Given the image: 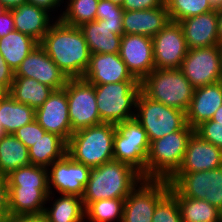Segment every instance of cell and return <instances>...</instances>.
<instances>
[{
  "instance_id": "6da1fadb",
  "label": "cell",
  "mask_w": 222,
  "mask_h": 222,
  "mask_svg": "<svg viewBox=\"0 0 222 222\" xmlns=\"http://www.w3.org/2000/svg\"><path fill=\"white\" fill-rule=\"evenodd\" d=\"M39 44L68 79L85 75L90 63V51L79 27L56 19Z\"/></svg>"
},
{
  "instance_id": "7a4b0ae2",
  "label": "cell",
  "mask_w": 222,
  "mask_h": 222,
  "mask_svg": "<svg viewBox=\"0 0 222 222\" xmlns=\"http://www.w3.org/2000/svg\"><path fill=\"white\" fill-rule=\"evenodd\" d=\"M142 179L133 167L117 160L92 168L81 197L84 209L98 200L126 198Z\"/></svg>"
},
{
  "instance_id": "3957f363",
  "label": "cell",
  "mask_w": 222,
  "mask_h": 222,
  "mask_svg": "<svg viewBox=\"0 0 222 222\" xmlns=\"http://www.w3.org/2000/svg\"><path fill=\"white\" fill-rule=\"evenodd\" d=\"M115 124L101 123L73 132L67 143V154L75 161L96 168L113 160Z\"/></svg>"
},
{
  "instance_id": "277c9868",
  "label": "cell",
  "mask_w": 222,
  "mask_h": 222,
  "mask_svg": "<svg viewBox=\"0 0 222 222\" xmlns=\"http://www.w3.org/2000/svg\"><path fill=\"white\" fill-rule=\"evenodd\" d=\"M195 132L188 124L176 132L150 143L146 160V179L169 180L181 166L187 143Z\"/></svg>"
},
{
  "instance_id": "5b68a950",
  "label": "cell",
  "mask_w": 222,
  "mask_h": 222,
  "mask_svg": "<svg viewBox=\"0 0 222 222\" xmlns=\"http://www.w3.org/2000/svg\"><path fill=\"white\" fill-rule=\"evenodd\" d=\"M140 84L151 100L185 112L195 89L180 69H154Z\"/></svg>"
},
{
  "instance_id": "8992f818",
  "label": "cell",
  "mask_w": 222,
  "mask_h": 222,
  "mask_svg": "<svg viewBox=\"0 0 222 222\" xmlns=\"http://www.w3.org/2000/svg\"><path fill=\"white\" fill-rule=\"evenodd\" d=\"M94 90L102 122L117 124L135 117L139 81L94 85Z\"/></svg>"
},
{
  "instance_id": "52a82bcc",
  "label": "cell",
  "mask_w": 222,
  "mask_h": 222,
  "mask_svg": "<svg viewBox=\"0 0 222 222\" xmlns=\"http://www.w3.org/2000/svg\"><path fill=\"white\" fill-rule=\"evenodd\" d=\"M135 119L146 131L150 143L187 125L185 111L151 100L142 91L137 97Z\"/></svg>"
},
{
  "instance_id": "ba28073f",
  "label": "cell",
  "mask_w": 222,
  "mask_h": 222,
  "mask_svg": "<svg viewBox=\"0 0 222 222\" xmlns=\"http://www.w3.org/2000/svg\"><path fill=\"white\" fill-rule=\"evenodd\" d=\"M113 160L126 163L146 179V160L150 148L146 131L134 118L115 124Z\"/></svg>"
},
{
  "instance_id": "9c48e42d",
  "label": "cell",
  "mask_w": 222,
  "mask_h": 222,
  "mask_svg": "<svg viewBox=\"0 0 222 222\" xmlns=\"http://www.w3.org/2000/svg\"><path fill=\"white\" fill-rule=\"evenodd\" d=\"M182 196L206 200L222 210V166L193 173H175L169 180Z\"/></svg>"
},
{
  "instance_id": "30bf717a",
  "label": "cell",
  "mask_w": 222,
  "mask_h": 222,
  "mask_svg": "<svg viewBox=\"0 0 222 222\" xmlns=\"http://www.w3.org/2000/svg\"><path fill=\"white\" fill-rule=\"evenodd\" d=\"M65 91L73 132L103 123L97 109L94 85L83 78L68 79Z\"/></svg>"
},
{
  "instance_id": "8fae6325",
  "label": "cell",
  "mask_w": 222,
  "mask_h": 222,
  "mask_svg": "<svg viewBox=\"0 0 222 222\" xmlns=\"http://www.w3.org/2000/svg\"><path fill=\"white\" fill-rule=\"evenodd\" d=\"M169 191L168 180L142 179L125 198L121 222H152L158 202Z\"/></svg>"
},
{
  "instance_id": "7c38bea8",
  "label": "cell",
  "mask_w": 222,
  "mask_h": 222,
  "mask_svg": "<svg viewBox=\"0 0 222 222\" xmlns=\"http://www.w3.org/2000/svg\"><path fill=\"white\" fill-rule=\"evenodd\" d=\"M180 70L194 88L222 81V60L217 45L189 49Z\"/></svg>"
},
{
  "instance_id": "4fadbf2b",
  "label": "cell",
  "mask_w": 222,
  "mask_h": 222,
  "mask_svg": "<svg viewBox=\"0 0 222 222\" xmlns=\"http://www.w3.org/2000/svg\"><path fill=\"white\" fill-rule=\"evenodd\" d=\"M152 43L155 69H180L189 49L179 22L170 20Z\"/></svg>"
},
{
  "instance_id": "5bb4252c",
  "label": "cell",
  "mask_w": 222,
  "mask_h": 222,
  "mask_svg": "<svg viewBox=\"0 0 222 222\" xmlns=\"http://www.w3.org/2000/svg\"><path fill=\"white\" fill-rule=\"evenodd\" d=\"M47 169L50 194H55L53 192L54 189L58 194H74L82 197L84 187L89 180L91 168L75 162L66 153L61 159L53 162Z\"/></svg>"
},
{
  "instance_id": "9a60e30c",
  "label": "cell",
  "mask_w": 222,
  "mask_h": 222,
  "mask_svg": "<svg viewBox=\"0 0 222 222\" xmlns=\"http://www.w3.org/2000/svg\"><path fill=\"white\" fill-rule=\"evenodd\" d=\"M14 77L33 78L54 90L64 88L68 80L67 76L48 56L40 44L36 45L22 61L14 72Z\"/></svg>"
},
{
  "instance_id": "2e32d148",
  "label": "cell",
  "mask_w": 222,
  "mask_h": 222,
  "mask_svg": "<svg viewBox=\"0 0 222 222\" xmlns=\"http://www.w3.org/2000/svg\"><path fill=\"white\" fill-rule=\"evenodd\" d=\"M119 54L128 71L139 82L155 69L152 38L123 34Z\"/></svg>"
},
{
  "instance_id": "e0dca14e",
  "label": "cell",
  "mask_w": 222,
  "mask_h": 222,
  "mask_svg": "<svg viewBox=\"0 0 222 222\" xmlns=\"http://www.w3.org/2000/svg\"><path fill=\"white\" fill-rule=\"evenodd\" d=\"M35 119L46 132L56 134L68 143L73 131L65 87L53 90L49 98L35 110Z\"/></svg>"
},
{
  "instance_id": "ac0fdd59",
  "label": "cell",
  "mask_w": 222,
  "mask_h": 222,
  "mask_svg": "<svg viewBox=\"0 0 222 222\" xmlns=\"http://www.w3.org/2000/svg\"><path fill=\"white\" fill-rule=\"evenodd\" d=\"M82 78L92 85L138 81L128 71L119 53L90 54L89 66Z\"/></svg>"
},
{
  "instance_id": "d6986e66",
  "label": "cell",
  "mask_w": 222,
  "mask_h": 222,
  "mask_svg": "<svg viewBox=\"0 0 222 222\" xmlns=\"http://www.w3.org/2000/svg\"><path fill=\"white\" fill-rule=\"evenodd\" d=\"M222 166V150L195 132L187 143L181 166L176 173L209 171Z\"/></svg>"
},
{
  "instance_id": "ffe728a7",
  "label": "cell",
  "mask_w": 222,
  "mask_h": 222,
  "mask_svg": "<svg viewBox=\"0 0 222 222\" xmlns=\"http://www.w3.org/2000/svg\"><path fill=\"white\" fill-rule=\"evenodd\" d=\"M188 49L216 46L218 44L217 9L179 21Z\"/></svg>"
},
{
  "instance_id": "44dd1931",
  "label": "cell",
  "mask_w": 222,
  "mask_h": 222,
  "mask_svg": "<svg viewBox=\"0 0 222 222\" xmlns=\"http://www.w3.org/2000/svg\"><path fill=\"white\" fill-rule=\"evenodd\" d=\"M170 21L166 5L147 10L125 11L123 34H139L153 38Z\"/></svg>"
},
{
  "instance_id": "7402d4cb",
  "label": "cell",
  "mask_w": 222,
  "mask_h": 222,
  "mask_svg": "<svg viewBox=\"0 0 222 222\" xmlns=\"http://www.w3.org/2000/svg\"><path fill=\"white\" fill-rule=\"evenodd\" d=\"M222 105V81L194 89L186 121L191 128L211 120L216 110Z\"/></svg>"
},
{
  "instance_id": "603a6c76",
  "label": "cell",
  "mask_w": 222,
  "mask_h": 222,
  "mask_svg": "<svg viewBox=\"0 0 222 222\" xmlns=\"http://www.w3.org/2000/svg\"><path fill=\"white\" fill-rule=\"evenodd\" d=\"M52 195L49 189L8 187L9 215H42Z\"/></svg>"
},
{
  "instance_id": "cb8c5ba5",
  "label": "cell",
  "mask_w": 222,
  "mask_h": 222,
  "mask_svg": "<svg viewBox=\"0 0 222 222\" xmlns=\"http://www.w3.org/2000/svg\"><path fill=\"white\" fill-rule=\"evenodd\" d=\"M15 30L26 34L40 43L55 21L51 14L38 6L24 3L11 9Z\"/></svg>"
},
{
  "instance_id": "d4e9b609",
  "label": "cell",
  "mask_w": 222,
  "mask_h": 222,
  "mask_svg": "<svg viewBox=\"0 0 222 222\" xmlns=\"http://www.w3.org/2000/svg\"><path fill=\"white\" fill-rule=\"evenodd\" d=\"M87 42L90 54L120 52L123 33L117 27L104 24V20H95L80 27Z\"/></svg>"
},
{
  "instance_id": "484cf974",
  "label": "cell",
  "mask_w": 222,
  "mask_h": 222,
  "mask_svg": "<svg viewBox=\"0 0 222 222\" xmlns=\"http://www.w3.org/2000/svg\"><path fill=\"white\" fill-rule=\"evenodd\" d=\"M53 90V88L33 78L14 77L9 95L15 101L26 104L36 110L49 98Z\"/></svg>"
},
{
  "instance_id": "4316f807",
  "label": "cell",
  "mask_w": 222,
  "mask_h": 222,
  "mask_svg": "<svg viewBox=\"0 0 222 222\" xmlns=\"http://www.w3.org/2000/svg\"><path fill=\"white\" fill-rule=\"evenodd\" d=\"M39 43L32 37L14 30L0 38V52L9 67L15 72L22 61Z\"/></svg>"
},
{
  "instance_id": "83f0119b",
  "label": "cell",
  "mask_w": 222,
  "mask_h": 222,
  "mask_svg": "<svg viewBox=\"0 0 222 222\" xmlns=\"http://www.w3.org/2000/svg\"><path fill=\"white\" fill-rule=\"evenodd\" d=\"M28 150L30 164L48 168L67 153V143L60 136L45 132Z\"/></svg>"
},
{
  "instance_id": "f1b7e54d",
  "label": "cell",
  "mask_w": 222,
  "mask_h": 222,
  "mask_svg": "<svg viewBox=\"0 0 222 222\" xmlns=\"http://www.w3.org/2000/svg\"><path fill=\"white\" fill-rule=\"evenodd\" d=\"M30 164L28 148L14 135L5 134L0 139V175Z\"/></svg>"
},
{
  "instance_id": "f546056e",
  "label": "cell",
  "mask_w": 222,
  "mask_h": 222,
  "mask_svg": "<svg viewBox=\"0 0 222 222\" xmlns=\"http://www.w3.org/2000/svg\"><path fill=\"white\" fill-rule=\"evenodd\" d=\"M170 192L177 198L183 222H220V210L206 200L182 196L171 184Z\"/></svg>"
},
{
  "instance_id": "4dcf8cb0",
  "label": "cell",
  "mask_w": 222,
  "mask_h": 222,
  "mask_svg": "<svg viewBox=\"0 0 222 222\" xmlns=\"http://www.w3.org/2000/svg\"><path fill=\"white\" fill-rule=\"evenodd\" d=\"M55 201V202H54ZM43 215L49 222H84L85 211L82 198L74 194H61Z\"/></svg>"
},
{
  "instance_id": "1f68e13d",
  "label": "cell",
  "mask_w": 222,
  "mask_h": 222,
  "mask_svg": "<svg viewBox=\"0 0 222 222\" xmlns=\"http://www.w3.org/2000/svg\"><path fill=\"white\" fill-rule=\"evenodd\" d=\"M35 120V109L15 101L10 95L0 101V122L6 134Z\"/></svg>"
},
{
  "instance_id": "d6a6232c",
  "label": "cell",
  "mask_w": 222,
  "mask_h": 222,
  "mask_svg": "<svg viewBox=\"0 0 222 222\" xmlns=\"http://www.w3.org/2000/svg\"><path fill=\"white\" fill-rule=\"evenodd\" d=\"M8 187L49 189L48 169L38 165H26L6 176Z\"/></svg>"
},
{
  "instance_id": "836d02e7",
  "label": "cell",
  "mask_w": 222,
  "mask_h": 222,
  "mask_svg": "<svg viewBox=\"0 0 222 222\" xmlns=\"http://www.w3.org/2000/svg\"><path fill=\"white\" fill-rule=\"evenodd\" d=\"M125 198L103 199L90 203L85 209V221H122Z\"/></svg>"
},
{
  "instance_id": "e575fe53",
  "label": "cell",
  "mask_w": 222,
  "mask_h": 222,
  "mask_svg": "<svg viewBox=\"0 0 222 222\" xmlns=\"http://www.w3.org/2000/svg\"><path fill=\"white\" fill-rule=\"evenodd\" d=\"M66 2V10L56 19L74 27H80L84 23L96 20L99 0H68Z\"/></svg>"
},
{
  "instance_id": "d590c367",
  "label": "cell",
  "mask_w": 222,
  "mask_h": 222,
  "mask_svg": "<svg viewBox=\"0 0 222 222\" xmlns=\"http://www.w3.org/2000/svg\"><path fill=\"white\" fill-rule=\"evenodd\" d=\"M165 5L175 22L215 10L209 0H165Z\"/></svg>"
},
{
  "instance_id": "8d00e7d4",
  "label": "cell",
  "mask_w": 222,
  "mask_h": 222,
  "mask_svg": "<svg viewBox=\"0 0 222 222\" xmlns=\"http://www.w3.org/2000/svg\"><path fill=\"white\" fill-rule=\"evenodd\" d=\"M152 222H183L177 198L170 191L158 202Z\"/></svg>"
},
{
  "instance_id": "74e56055",
  "label": "cell",
  "mask_w": 222,
  "mask_h": 222,
  "mask_svg": "<svg viewBox=\"0 0 222 222\" xmlns=\"http://www.w3.org/2000/svg\"><path fill=\"white\" fill-rule=\"evenodd\" d=\"M195 133L222 150V122L204 121L195 128Z\"/></svg>"
},
{
  "instance_id": "f35d334b",
  "label": "cell",
  "mask_w": 222,
  "mask_h": 222,
  "mask_svg": "<svg viewBox=\"0 0 222 222\" xmlns=\"http://www.w3.org/2000/svg\"><path fill=\"white\" fill-rule=\"evenodd\" d=\"M46 131L39 125L37 120L28 123L16 130L13 134L29 149L42 138Z\"/></svg>"
},
{
  "instance_id": "ab89813d",
  "label": "cell",
  "mask_w": 222,
  "mask_h": 222,
  "mask_svg": "<svg viewBox=\"0 0 222 222\" xmlns=\"http://www.w3.org/2000/svg\"><path fill=\"white\" fill-rule=\"evenodd\" d=\"M96 13V20L111 18H123L124 9L109 0H99Z\"/></svg>"
},
{
  "instance_id": "60d3db41",
  "label": "cell",
  "mask_w": 222,
  "mask_h": 222,
  "mask_svg": "<svg viewBox=\"0 0 222 222\" xmlns=\"http://www.w3.org/2000/svg\"><path fill=\"white\" fill-rule=\"evenodd\" d=\"M165 5V0H124L122 8L125 11L147 10Z\"/></svg>"
},
{
  "instance_id": "b9f144b4",
  "label": "cell",
  "mask_w": 222,
  "mask_h": 222,
  "mask_svg": "<svg viewBox=\"0 0 222 222\" xmlns=\"http://www.w3.org/2000/svg\"><path fill=\"white\" fill-rule=\"evenodd\" d=\"M14 18L11 10H5L0 14V38L14 31Z\"/></svg>"
},
{
  "instance_id": "7bdbcfd3",
  "label": "cell",
  "mask_w": 222,
  "mask_h": 222,
  "mask_svg": "<svg viewBox=\"0 0 222 222\" xmlns=\"http://www.w3.org/2000/svg\"><path fill=\"white\" fill-rule=\"evenodd\" d=\"M14 80V71L9 67L7 62L3 59L0 52V83L6 85L9 89Z\"/></svg>"
},
{
  "instance_id": "ee69618b",
  "label": "cell",
  "mask_w": 222,
  "mask_h": 222,
  "mask_svg": "<svg viewBox=\"0 0 222 222\" xmlns=\"http://www.w3.org/2000/svg\"><path fill=\"white\" fill-rule=\"evenodd\" d=\"M0 212H9L8 180L0 175Z\"/></svg>"
},
{
  "instance_id": "f6af8a7d",
  "label": "cell",
  "mask_w": 222,
  "mask_h": 222,
  "mask_svg": "<svg viewBox=\"0 0 222 222\" xmlns=\"http://www.w3.org/2000/svg\"><path fill=\"white\" fill-rule=\"evenodd\" d=\"M62 2L64 3V0H26V3L38 6L51 15L53 14L51 12L56 11V9L61 6Z\"/></svg>"
},
{
  "instance_id": "bcb514c9",
  "label": "cell",
  "mask_w": 222,
  "mask_h": 222,
  "mask_svg": "<svg viewBox=\"0 0 222 222\" xmlns=\"http://www.w3.org/2000/svg\"><path fill=\"white\" fill-rule=\"evenodd\" d=\"M4 222H49L48 219L42 215L32 216H12L9 215Z\"/></svg>"
},
{
  "instance_id": "7dc6e473",
  "label": "cell",
  "mask_w": 222,
  "mask_h": 222,
  "mask_svg": "<svg viewBox=\"0 0 222 222\" xmlns=\"http://www.w3.org/2000/svg\"><path fill=\"white\" fill-rule=\"evenodd\" d=\"M1 2L6 10H11L26 3V0H1Z\"/></svg>"
},
{
  "instance_id": "c3c4849f",
  "label": "cell",
  "mask_w": 222,
  "mask_h": 222,
  "mask_svg": "<svg viewBox=\"0 0 222 222\" xmlns=\"http://www.w3.org/2000/svg\"><path fill=\"white\" fill-rule=\"evenodd\" d=\"M104 24L109 25L110 27H117L123 33L122 18L105 19Z\"/></svg>"
},
{
  "instance_id": "681fc988",
  "label": "cell",
  "mask_w": 222,
  "mask_h": 222,
  "mask_svg": "<svg viewBox=\"0 0 222 222\" xmlns=\"http://www.w3.org/2000/svg\"><path fill=\"white\" fill-rule=\"evenodd\" d=\"M218 40L222 39V8L217 9Z\"/></svg>"
},
{
  "instance_id": "f907efd6",
  "label": "cell",
  "mask_w": 222,
  "mask_h": 222,
  "mask_svg": "<svg viewBox=\"0 0 222 222\" xmlns=\"http://www.w3.org/2000/svg\"><path fill=\"white\" fill-rule=\"evenodd\" d=\"M9 91L10 89L6 85L0 83V101L9 96Z\"/></svg>"
},
{
  "instance_id": "816d5d0a",
  "label": "cell",
  "mask_w": 222,
  "mask_h": 222,
  "mask_svg": "<svg viewBox=\"0 0 222 222\" xmlns=\"http://www.w3.org/2000/svg\"><path fill=\"white\" fill-rule=\"evenodd\" d=\"M211 120L216 121V122H222V105L216 110Z\"/></svg>"
},
{
  "instance_id": "f5cc1de1",
  "label": "cell",
  "mask_w": 222,
  "mask_h": 222,
  "mask_svg": "<svg viewBox=\"0 0 222 222\" xmlns=\"http://www.w3.org/2000/svg\"><path fill=\"white\" fill-rule=\"evenodd\" d=\"M214 9L222 8V0H209Z\"/></svg>"
},
{
  "instance_id": "db71d44e",
  "label": "cell",
  "mask_w": 222,
  "mask_h": 222,
  "mask_svg": "<svg viewBox=\"0 0 222 222\" xmlns=\"http://www.w3.org/2000/svg\"><path fill=\"white\" fill-rule=\"evenodd\" d=\"M9 216V212H0V222H4V220Z\"/></svg>"
},
{
  "instance_id": "11a10c76",
  "label": "cell",
  "mask_w": 222,
  "mask_h": 222,
  "mask_svg": "<svg viewBox=\"0 0 222 222\" xmlns=\"http://www.w3.org/2000/svg\"><path fill=\"white\" fill-rule=\"evenodd\" d=\"M217 47L219 49V53H220L221 60H222V39L218 41Z\"/></svg>"
},
{
  "instance_id": "9f6ffc18",
  "label": "cell",
  "mask_w": 222,
  "mask_h": 222,
  "mask_svg": "<svg viewBox=\"0 0 222 222\" xmlns=\"http://www.w3.org/2000/svg\"><path fill=\"white\" fill-rule=\"evenodd\" d=\"M109 1H111L112 3H115L117 5H120V6H122V4L124 2V0H109Z\"/></svg>"
},
{
  "instance_id": "6f0895ef",
  "label": "cell",
  "mask_w": 222,
  "mask_h": 222,
  "mask_svg": "<svg viewBox=\"0 0 222 222\" xmlns=\"http://www.w3.org/2000/svg\"><path fill=\"white\" fill-rule=\"evenodd\" d=\"M6 133L4 132V129L1 125V122H0V139L5 135Z\"/></svg>"
},
{
  "instance_id": "680465c9",
  "label": "cell",
  "mask_w": 222,
  "mask_h": 222,
  "mask_svg": "<svg viewBox=\"0 0 222 222\" xmlns=\"http://www.w3.org/2000/svg\"><path fill=\"white\" fill-rule=\"evenodd\" d=\"M6 9L4 8L1 0H0V14L3 13Z\"/></svg>"
},
{
  "instance_id": "91938a15",
  "label": "cell",
  "mask_w": 222,
  "mask_h": 222,
  "mask_svg": "<svg viewBox=\"0 0 222 222\" xmlns=\"http://www.w3.org/2000/svg\"><path fill=\"white\" fill-rule=\"evenodd\" d=\"M220 222H222V210L220 211Z\"/></svg>"
}]
</instances>
